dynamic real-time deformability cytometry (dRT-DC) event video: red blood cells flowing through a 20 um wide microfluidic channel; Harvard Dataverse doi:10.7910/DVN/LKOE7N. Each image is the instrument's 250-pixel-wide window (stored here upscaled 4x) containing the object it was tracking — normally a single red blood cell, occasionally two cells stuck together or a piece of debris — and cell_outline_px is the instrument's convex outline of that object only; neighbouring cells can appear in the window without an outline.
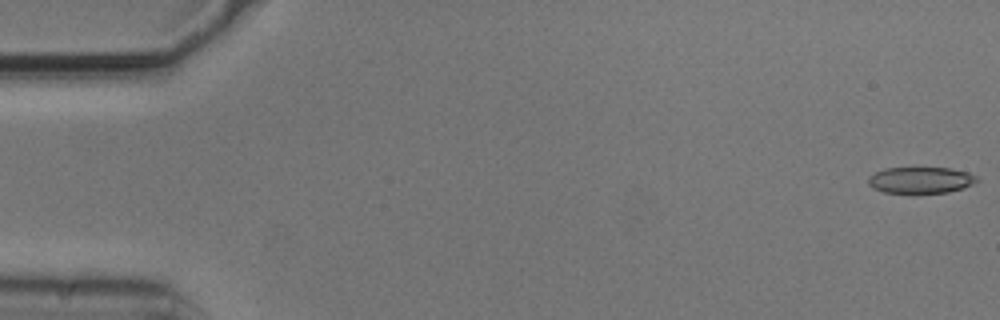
{"species": "common noctule bat (a hibernating species)", "species_latin": "Nyctalus noctula", "temperature_condition": "cold", "stored_images_in_passage": 54, "camera_frame_rate_fps": 3000, "um_per_image_px": 0.085, "animal": {"sex": "male", "body_mass_g": 20.5, "forearm_length_mm": 52.5}, "frame": {"image": 1, "passage_image": 1, "time_ms": 0.0, "image_size_px": [1000, 320], "cell_outline_px": [[980, 180], [964, 188], [948, 192], [884, 192], [872, 188], [868, 184], [868, 176], [884, 168], [952, 168], [968, 172], [976, 176]], "centroid_in_image_um": [78.26, 15.29], "position_along_channel_um": 6.7, "area_um2": 16.59}}
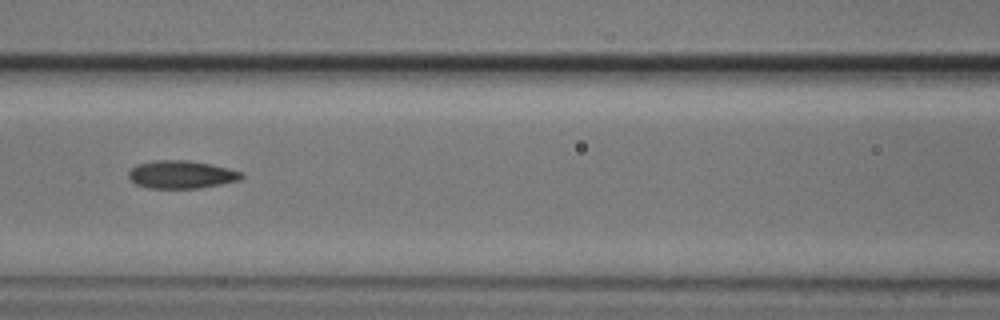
{"frame": {"image": 2, "passage_image": 24, "time_ms": 7.667, "image_size_px": [1000, 320], "cell_outline_px": [[244, 176], [240, 180], [200, 188], [148, 188], [136, 184], [128, 176], [128, 172], [136, 164], [156, 160], [188, 160], [212, 164], [244, 172]], "centroid_in_image_um": [15.44, 14.83], "position_along_channel_um": 151.2, "area_um2": 18.44}}
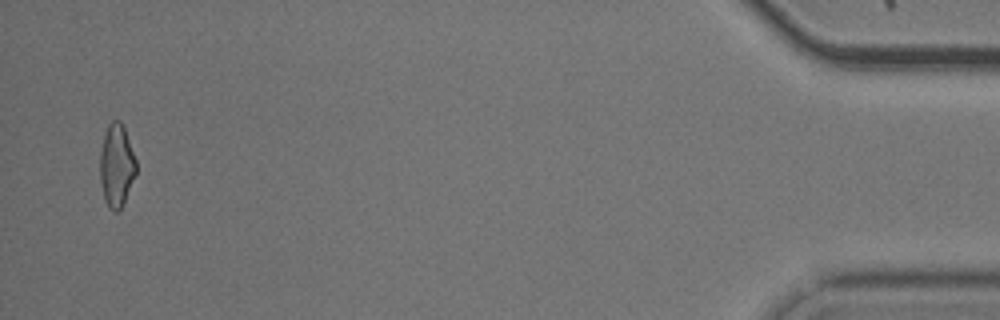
{"frame": {"image": 3, "passage_image": 53, "time_ms": 17.333, "image_size_px": [1000, 320], "cell_outline_px": [[136, 172], [124, 200], [120, 208], [116, 212], [112, 212], [108, 208], [104, 200], [100, 180], [100, 152], [104, 136], [108, 124], [112, 120], [120, 120], [124, 128], [136, 160]], "centroid_in_image_um": [9.88, 14.07], "position_along_channel_um": 425.3, "area_um2": 17.22}, "authors_computed_cell_mechanics": {"area_um2": 17.7735, "velocity_mm_per_s": 3.7306, "shape_relaxation_time_tau1_ms": 3.9386, "shape_relaxation_time_tau2_ms": 3.7703, "deformation_change_tau1": 0.1312, "deformation_change_tau2": 0.1229}}